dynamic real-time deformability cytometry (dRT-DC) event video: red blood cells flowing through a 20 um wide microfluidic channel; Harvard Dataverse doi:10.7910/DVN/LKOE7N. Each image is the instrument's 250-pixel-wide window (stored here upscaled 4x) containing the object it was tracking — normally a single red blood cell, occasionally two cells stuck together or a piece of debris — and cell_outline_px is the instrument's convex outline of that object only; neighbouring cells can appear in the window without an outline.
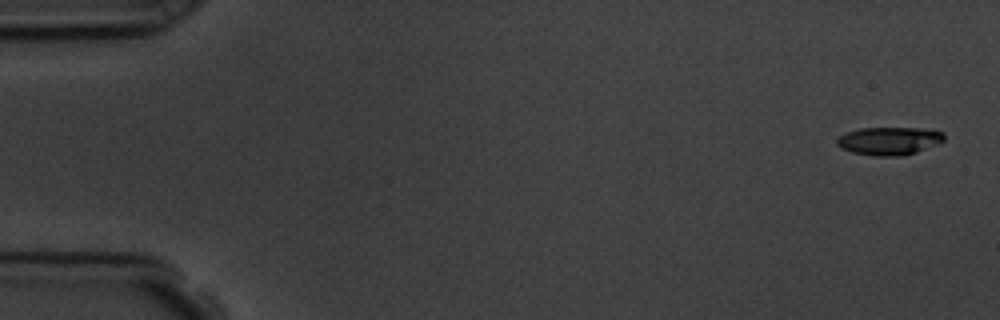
{"species": "common noctule bat (a hibernating species)", "species_latin": "Nyctalus noctula", "temperature_condition": "room temperature", "stored_images_in_passage": 5, "camera_frame_rate_fps": 3000, "um_per_image_px": 0.085, "animal": {"sex": "male", "body_mass_g": 19.5, "forearm_length_mm": 54.6}, "frame": {"image": 1, "passage_image": 1, "time_ms": 0.0, "image_size_px": [1000, 320], "cell_outline_px": [[944, 140], [940, 144], [916, 152], [900, 156], [872, 156], [852, 152], [840, 148], [836, 144], [836, 140], [840, 136], [848, 132], [860, 128], [924, 128], [944, 132]], "centroid_in_image_um": [75.6, 11.98], "position_along_channel_um": 9.4, "area_um2": 17.63}}
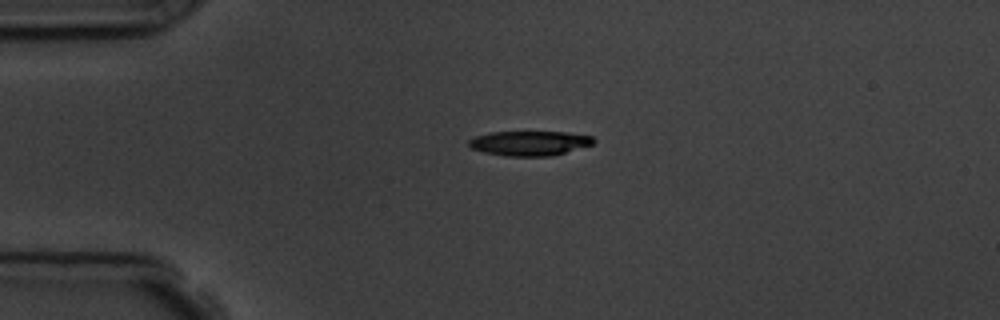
{"frame": {"image": 2, "passage_image": 4, "time_ms": 3.667, "image_size_px": [1000, 320], "cell_outline_px": [[596, 140], [592, 144], [552, 156], [504, 156], [484, 152], [472, 148], [468, 144], [468, 140], [476, 136], [492, 132], [564, 132], [592, 136]], "centroid_in_image_um": [45.0, 12.17], "position_along_channel_um": 40.0, "area_um2": 17.8}}